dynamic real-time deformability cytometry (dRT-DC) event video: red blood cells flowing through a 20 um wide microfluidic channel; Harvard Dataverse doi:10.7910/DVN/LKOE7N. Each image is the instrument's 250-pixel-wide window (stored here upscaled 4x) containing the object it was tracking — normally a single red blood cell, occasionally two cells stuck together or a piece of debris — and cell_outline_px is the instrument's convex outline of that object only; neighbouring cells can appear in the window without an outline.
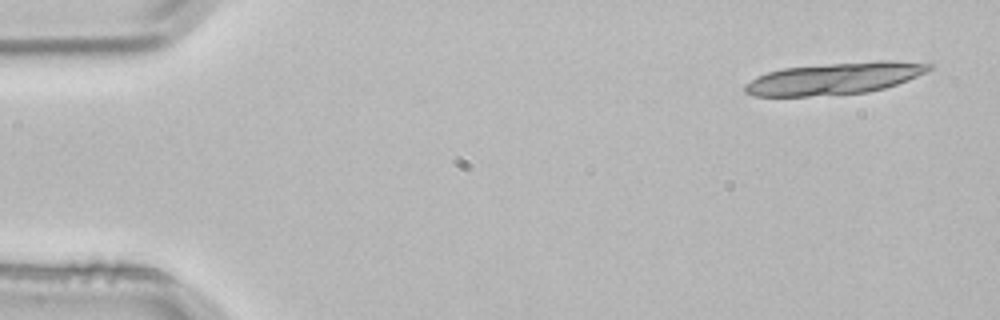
{"species": "common noctule bat (a hibernating species)", "species_latin": "Nyctalus noctula", "temperature_condition": "room temperature", "stored_images_in_passage": 18, "camera_frame_rate_fps": 3000, "um_per_image_px": 0.085, "animal": {"sex": "male", "body_mass_g": 21.5, "forearm_length_mm": 52.0}, "frame": {"image": 1, "passage_image": 3, "time_ms": 0.667, "image_size_px": [1000, 320], "cell_outline_px": [[932, 68], [908, 80], [884, 88], [868, 92], [808, 96], [752, 96], [744, 92], [744, 84], [756, 76], [768, 72], [784, 68], [880, 60], [888, 60], [932, 64]], "centroid_in_image_um": [70.89, 6.68], "position_along_channel_um": 14.1, "area_um2": 33.81}}